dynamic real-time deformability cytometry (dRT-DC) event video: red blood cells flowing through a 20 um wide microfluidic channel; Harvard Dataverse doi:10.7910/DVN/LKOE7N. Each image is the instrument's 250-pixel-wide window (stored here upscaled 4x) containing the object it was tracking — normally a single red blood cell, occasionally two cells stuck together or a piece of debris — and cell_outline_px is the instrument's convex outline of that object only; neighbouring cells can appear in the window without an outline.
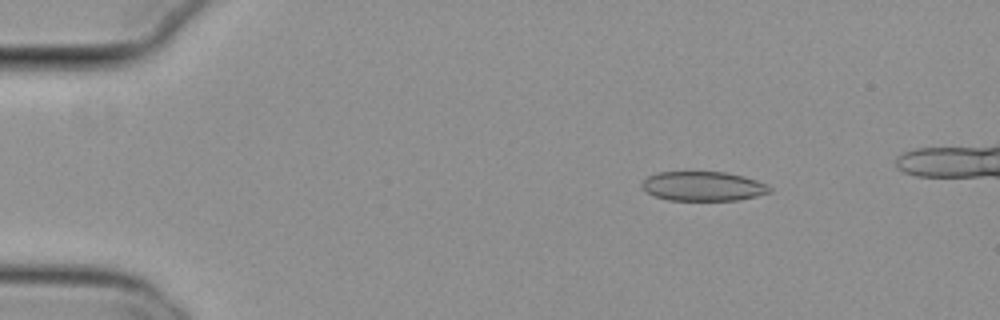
{"species": "common noctule bat (a hibernating species)", "species_latin": "Nyctalus noctula", "temperature_condition": "cold", "stored_images_in_passage": 46, "camera_frame_rate_fps": 3000, "um_per_image_px": 0.085, "animal": {"sex": "female", "body_mass_g": 29.2, "forearm_length_mm": 56.3}, "frame": {"image": 1, "passage_image": 3, "time_ms": 0.667, "image_size_px": [1000, 320], "cell_outline_px": [[772, 192], [740, 200], [668, 200], [656, 196], [648, 192], [640, 184], [648, 176], [660, 172], [728, 172], [744, 176], [756, 180], [772, 188]], "centroid_in_image_um": [59.79, 15.83], "position_along_channel_um": 25.2, "area_um2": 21.79}}
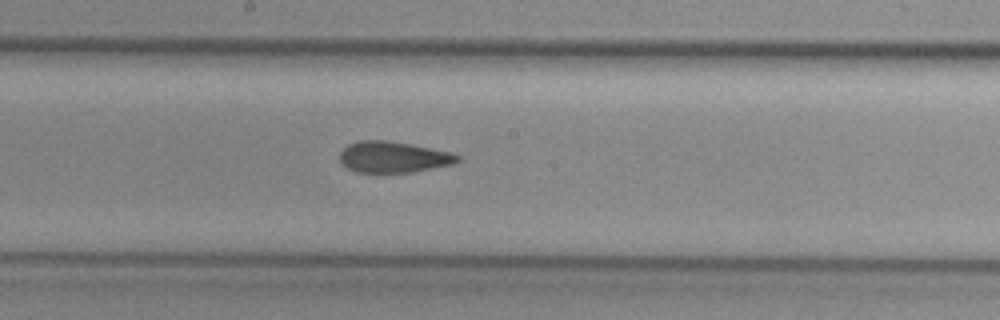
{"frame": {"image": 2, "passage_image": 24, "time_ms": 7.667, "image_size_px": [1000, 320], "cell_outline_px": [[460, 160], [452, 164], [412, 172], [356, 172], [348, 168], [340, 160], [340, 152], [348, 144], [360, 140], [384, 140], [408, 144], [452, 152], [460, 156]], "centroid_in_image_um": [33.43, 13.35], "position_along_channel_um": 214.8, "area_um2": 21.1}}
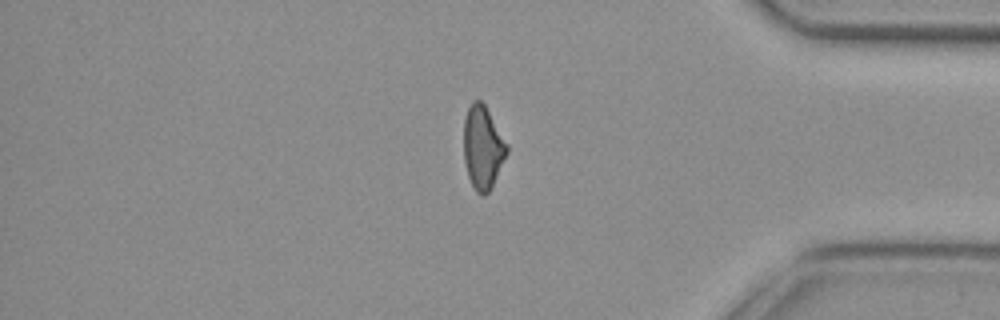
{"frame": {"image": 3, "passage_image": 40, "time_ms": 13.0, "image_size_px": [1000, 320], "cell_outline_px": [[508, 152], [492, 188], [484, 196], [480, 196], [476, 192], [468, 176], [464, 160], [464, 120], [468, 108], [472, 100], [480, 100], [484, 104], [508, 144]], "centroid_in_image_um": [41.04, 12.56], "position_along_channel_um": 394.2, "area_um2": 20.98}, "authors_computed_cell_mechanics": {"area_um2": 22.1374, "velocity_mm_per_s": 3.8275, "shape_relaxation_time_tau1_ms": null, "shape_relaxation_time_tau2_ms": 3.0105, "deformation_change_tau1": null, "deformation_change_tau2": 0.0845}}